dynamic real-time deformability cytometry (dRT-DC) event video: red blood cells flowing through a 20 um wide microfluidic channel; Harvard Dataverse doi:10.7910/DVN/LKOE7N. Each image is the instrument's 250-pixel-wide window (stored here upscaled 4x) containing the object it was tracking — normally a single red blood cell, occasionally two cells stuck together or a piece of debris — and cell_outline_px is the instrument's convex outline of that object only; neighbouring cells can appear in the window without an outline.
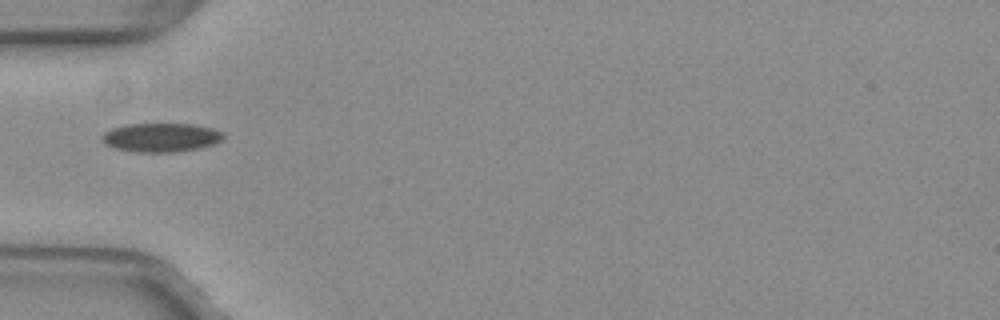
{"species": "common noctule bat (a hibernating species)", "species_latin": "Nyctalus noctula", "temperature_condition": "warm", "stored_images_in_passage": 24, "camera_frame_rate_fps": 3000, "um_per_image_px": 0.085, "animal": {"sex": "female", "body_mass_g": 29.2, "forearm_length_mm": 56.3}, "frame": {"image": 1, "passage_image": 1, "time_ms": 0.0, "image_size_px": [1000, 320], "cell_outline_px": [[224, 140], [200, 148], [176, 152], [136, 152], [116, 148], [104, 144], [100, 136], [104, 132], [112, 128], [124, 124], [196, 124], [212, 128], [220, 132], [224, 136]], "centroid_in_image_um": [13.67, 11.68], "position_along_channel_um": 71.3, "area_um2": 20.52}}
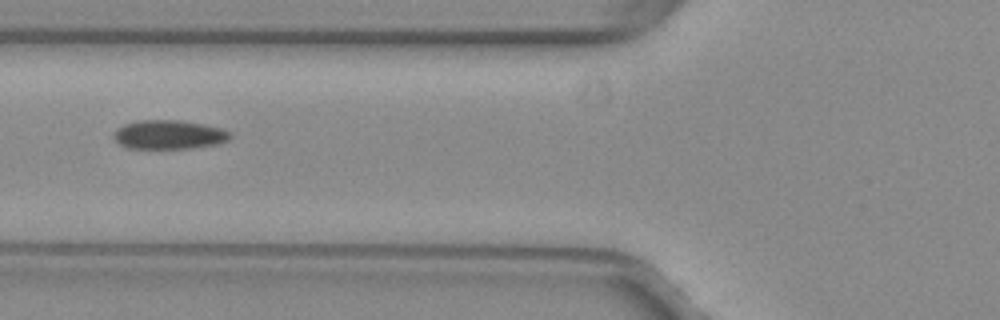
{"frame": {"image": 2, "passage_image": 4, "time_ms": 1.0, "image_size_px": [1000, 320], "cell_outline_px": [[232, 136], [228, 140], [220, 144], [192, 148], [128, 148], [120, 144], [116, 140], [116, 128], [124, 124], [136, 120], [180, 120], [204, 124], [220, 128], [232, 132]], "centroid_in_image_um": [14.42, 11.44], "position_along_channel_um": 111.4, "area_um2": 19.71}}
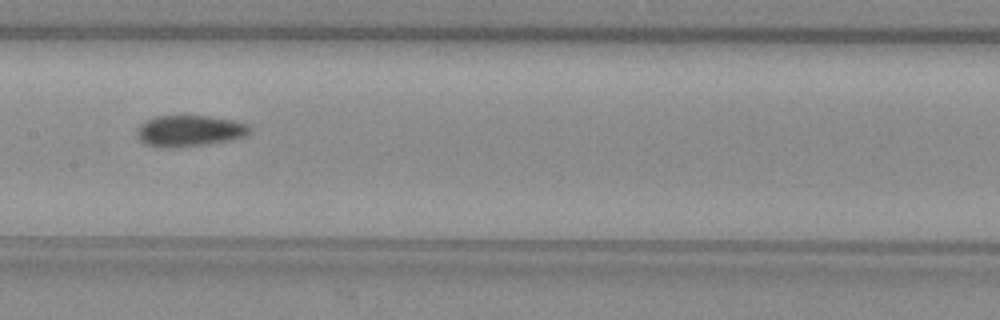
{"frame": {"image": 3, "passage_image": 10, "time_ms": 3.0, "image_size_px": [1000, 320], "cell_outline_px": [[252, 128], [244, 136], [228, 140], [204, 144], [148, 144], [140, 140], [136, 128], [144, 120], [156, 116], [208, 116], [236, 120], [248, 124]], "centroid_in_image_um": [16.16, 11.04], "position_along_channel_um": 191.2, "area_um2": 19.48}, "authors_computed_cell_mechanics": {"area_um2": 20.0566, "velocity_mm_per_s": 3.994, "shape_relaxation_time_tau1_ms": 8.2, "shape_relaxation_time_tau2_ms": null, "deformation_change_tau1": 0.1221, "deformation_change_tau2": null}}